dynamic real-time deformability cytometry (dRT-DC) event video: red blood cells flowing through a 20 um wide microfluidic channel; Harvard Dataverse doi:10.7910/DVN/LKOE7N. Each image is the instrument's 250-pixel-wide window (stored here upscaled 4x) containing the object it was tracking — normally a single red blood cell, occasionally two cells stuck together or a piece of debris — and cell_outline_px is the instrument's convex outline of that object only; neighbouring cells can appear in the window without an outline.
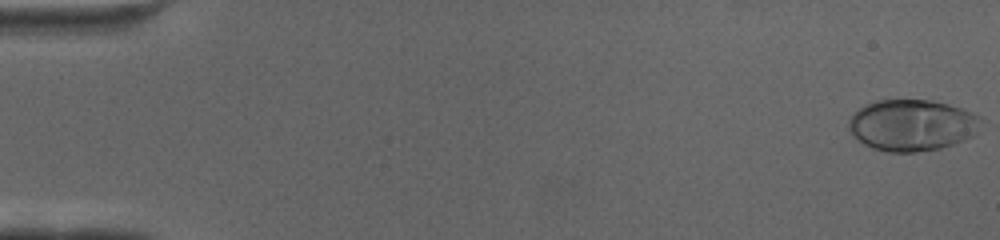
{"species": "human", "species_latin": "Homo sapiens", "temperature_condition": "cold", "stored_images_in_passage": 68, "camera_frame_rate_fps": 3000, "um_per_image_px": 0.085, "donor": {"sex": "female"}, "frame": {"image": 1, "passage_image": 1, "time_ms": 0.0, "image_size_px": [1000, 240], "cell_outline_px": [[980, 120], [972, 136], [964, 140], [940, 148], [916, 152], [888, 152], [872, 148], [864, 144], [848, 128], [848, 120], [864, 104], [876, 100], [932, 100], [948, 104], [972, 112], [980, 116]], "centroid_in_image_um": [77.49, 10.63], "position_along_channel_um": 7.5, "area_um2": 39.25}}
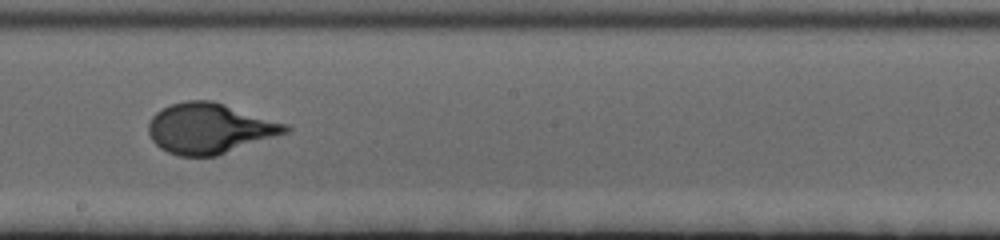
{"frame": {"image": 2, "passage_image": 39, "time_ms": 12.667, "image_size_px": [1000, 240], "cell_outline_px": [[292, 128], [288, 132], [216, 156], [176, 156], [160, 148], [152, 140], [148, 132], [148, 124], [152, 116], [156, 112], [172, 104], [184, 100], [212, 100], [288, 124]], "centroid_in_image_um": [17.8, 10.91], "position_along_channel_um": 230.4, "area_um2": 40.11}}
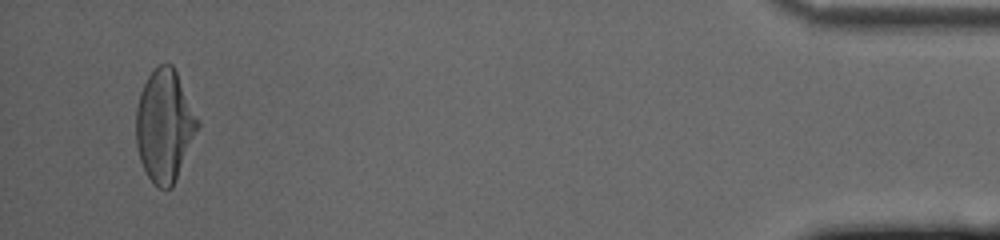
{"frame": {"image": 3, "passage_image": 65, "time_ms": 21.333, "image_size_px": [1000, 240], "cell_outline_px": [[200, 124], [172, 188], [160, 188], [148, 176], [140, 160], [136, 144], [136, 108], [140, 92], [148, 76], [160, 64], [172, 64], [200, 120]], "centroid_in_image_um": [13.98, 10.67], "position_along_channel_um": 421.2, "area_um2": 39.77}}